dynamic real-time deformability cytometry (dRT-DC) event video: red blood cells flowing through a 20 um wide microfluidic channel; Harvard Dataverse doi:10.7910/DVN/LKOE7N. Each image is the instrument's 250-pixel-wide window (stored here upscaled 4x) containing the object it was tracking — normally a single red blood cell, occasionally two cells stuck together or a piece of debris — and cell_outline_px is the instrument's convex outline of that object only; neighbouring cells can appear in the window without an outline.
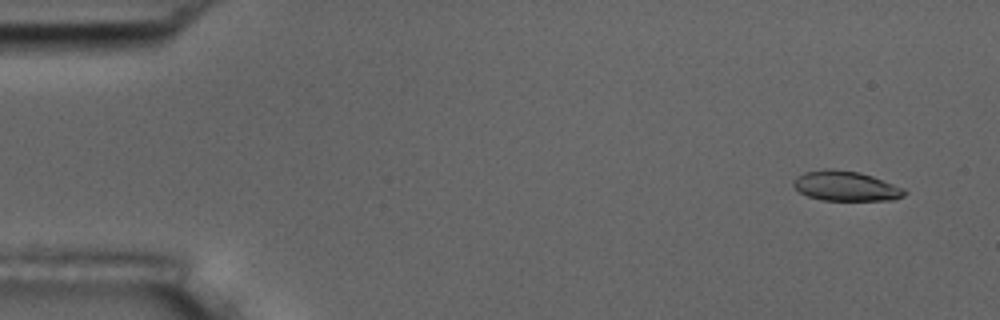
{"species": "common noctule bat (a hibernating species)", "species_latin": "Nyctalus noctula", "temperature_condition": "room temperature", "stored_images_in_passage": 4, "camera_frame_rate_fps": 3000, "um_per_image_px": 0.085, "animal": {"sex": "male", "body_mass_g": 17.5, "forearm_length_mm": 52.3}, "frame": {"image": 1, "passage_image": 1, "time_ms": 0.0, "image_size_px": [1000, 320], "cell_outline_px": [[908, 192], [904, 196], [896, 200], [820, 200], [808, 196], [800, 192], [792, 184], [792, 180], [796, 176], [804, 172], [828, 168], [832, 168], [860, 172], [872, 176], [904, 188]], "centroid_in_image_um": [71.89, 15.81], "position_along_channel_um": 13.1, "area_um2": 19.54}}
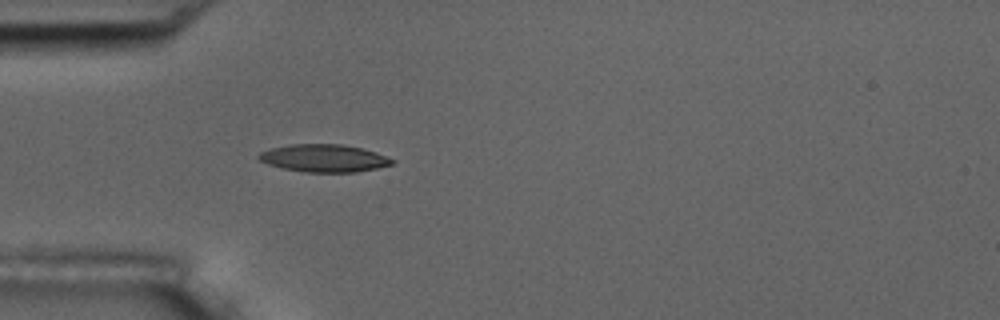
{"frame": {"image": 2, "passage_image": 4, "time_ms": 4.333, "image_size_px": [1000, 320], "cell_outline_px": [[396, 160], [392, 164], [376, 168], [356, 172], [308, 172], [284, 168], [268, 164], [260, 160], [256, 156], [260, 152], [272, 148], [292, 144], [340, 144], [360, 148], [376, 152]], "centroid_in_image_um": [27.55, 13.44], "position_along_channel_um": 57.5, "area_um2": 21.21}}